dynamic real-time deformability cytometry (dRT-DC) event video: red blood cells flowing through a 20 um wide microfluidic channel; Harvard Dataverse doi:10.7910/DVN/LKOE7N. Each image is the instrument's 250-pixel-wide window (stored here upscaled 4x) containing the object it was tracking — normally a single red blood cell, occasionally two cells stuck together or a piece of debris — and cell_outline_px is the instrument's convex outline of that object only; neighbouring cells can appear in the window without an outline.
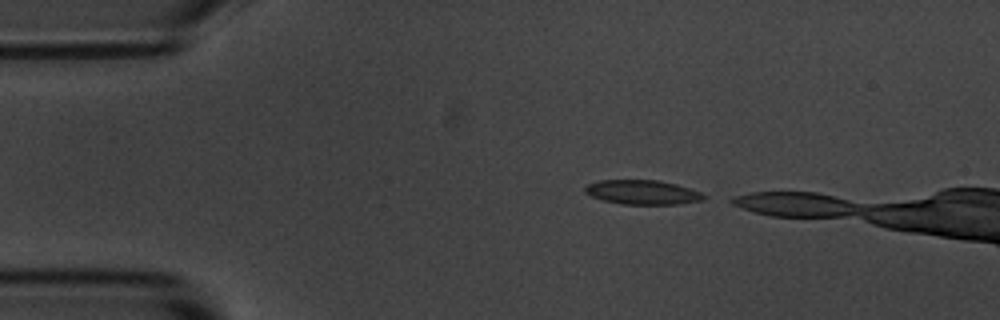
{"species": "common noctule bat (a hibernating species)", "species_latin": "Nyctalus noctula", "temperature_condition": "room temperature", "stored_images_in_passage": 6, "camera_frame_rate_fps": 3000, "um_per_image_px": 0.085, "animal": {"sex": "male", "body_mass_g": 20.1, "forearm_length_mm": 53.5}, "frame": {"image": 1, "passage_image": 2, "time_ms": 0.333, "image_size_px": [1000, 320], "cell_outline_px": [[708, 196], [704, 200], [680, 204], [620, 204], [604, 200], [592, 196], [584, 192], [584, 188], [588, 184], [600, 180], [656, 180], [676, 184], [700, 192]], "centroid_in_image_um": [54.63, 16.34], "position_along_channel_um": 30.4, "area_um2": 16.82}}